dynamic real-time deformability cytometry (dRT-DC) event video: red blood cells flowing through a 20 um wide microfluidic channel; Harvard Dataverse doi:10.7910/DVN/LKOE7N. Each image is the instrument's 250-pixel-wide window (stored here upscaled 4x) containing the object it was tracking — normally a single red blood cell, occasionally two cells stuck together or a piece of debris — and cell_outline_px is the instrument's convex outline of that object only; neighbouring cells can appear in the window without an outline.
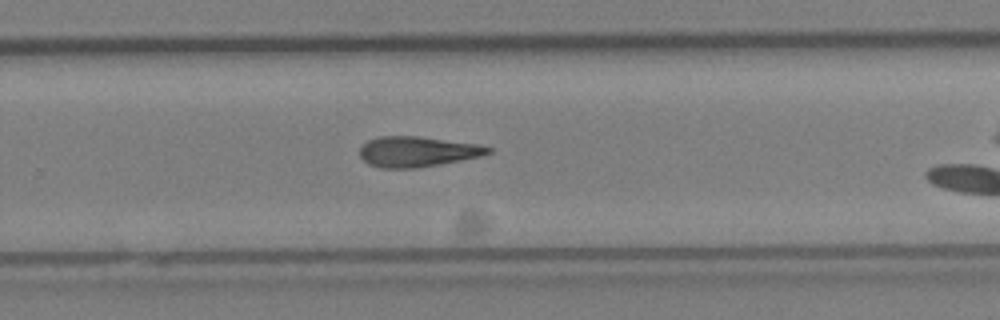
{"species": "Egyptian fruit bat (a non-hibernating species)", "species_latin": "Rousettus aegyptiacus", "temperature_condition": "cold", "stored_images_in_passage": 22, "camera_frame_rate_fps": 3000, "um_per_image_px": 0.085, "animal": {"sex": "female"}, "frame": {"image": 1, "passage_image": 16, "time_ms": 5.0, "image_size_px": [1000, 320], "cell_outline_px": [[492, 152], [480, 156], [460, 160], [416, 168], [380, 168], [368, 164], [360, 156], [360, 148], [368, 140], [380, 136], [416, 136], [480, 144], [492, 148]], "centroid_in_image_um": [35.46, 12.88], "position_along_channel_um": 294.3, "area_um2": 22.6}}